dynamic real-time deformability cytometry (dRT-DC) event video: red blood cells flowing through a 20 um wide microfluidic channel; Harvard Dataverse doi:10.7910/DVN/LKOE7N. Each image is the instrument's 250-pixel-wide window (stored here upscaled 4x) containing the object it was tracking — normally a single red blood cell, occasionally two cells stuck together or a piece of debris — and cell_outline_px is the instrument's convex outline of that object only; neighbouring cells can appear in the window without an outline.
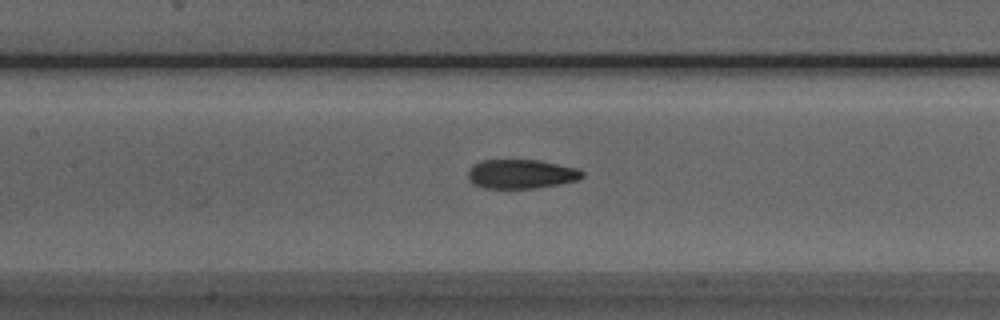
{"species": "Egyptian fruit bat (a non-hibernating species)", "species_latin": "Rousettus aegyptiacus", "temperature_condition": "room temperature", "stored_images_in_passage": 47, "segment_of_instrument_passage": [1, 2], "camera_frame_rate_fps": 3000, "um_per_image_px": 0.085, "animal": {"sex": "male"}, "frame": {"image": 1, "passage_image": 18, "time_ms": 5.667, "image_size_px": [1000, 320], "cell_outline_px": [[584, 176], [576, 180], [560, 184], [532, 188], [484, 188], [476, 184], [468, 176], [468, 172], [472, 164], [480, 160], [540, 160], [576, 168], [584, 172]], "centroid_in_image_um": [44.3, 14.78], "position_along_channel_um": 163.1, "area_um2": 19.25}}
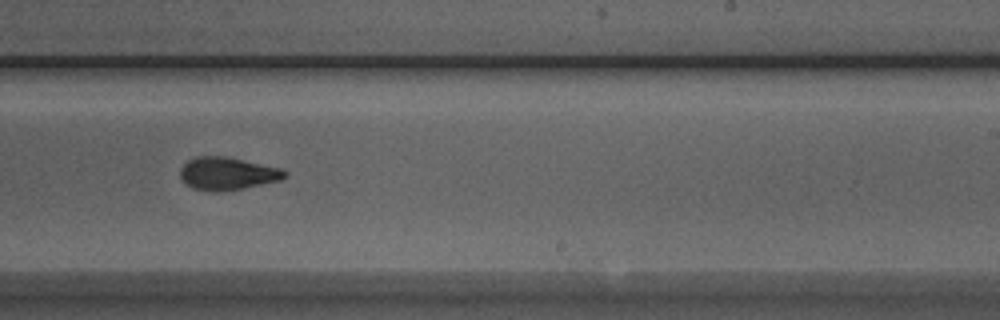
{"frame": {"image": 2, "passage_image": 26, "time_ms": 8.333, "image_size_px": [1000, 320], "cell_outline_px": [[288, 176], [280, 180], [244, 188], [220, 192], [216, 192], [192, 188], [180, 176], [180, 168], [188, 160], [196, 156], [224, 156], [280, 168], [288, 172]], "centroid_in_image_um": [19.33, 14.75], "position_along_channel_um": 269.7, "area_um2": 19.83}}
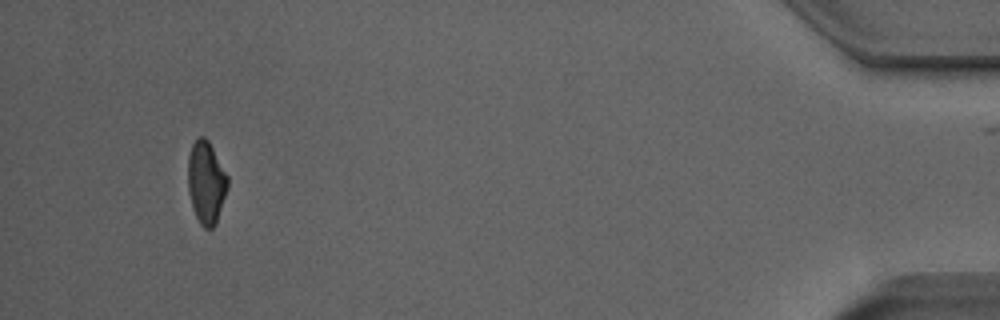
{"frame": {"image": 3, "passage_image": 43, "time_ms": 14.0, "image_size_px": [1000, 320], "cell_outline_px": [[228, 188], [216, 224], [212, 228], [204, 228], [200, 224], [196, 216], [188, 192], [188, 156], [192, 144], [200, 136], [204, 136], [208, 140], [228, 176]], "centroid_in_image_um": [17.53, 15.51], "position_along_channel_um": 417.7, "area_um2": 19.07}}